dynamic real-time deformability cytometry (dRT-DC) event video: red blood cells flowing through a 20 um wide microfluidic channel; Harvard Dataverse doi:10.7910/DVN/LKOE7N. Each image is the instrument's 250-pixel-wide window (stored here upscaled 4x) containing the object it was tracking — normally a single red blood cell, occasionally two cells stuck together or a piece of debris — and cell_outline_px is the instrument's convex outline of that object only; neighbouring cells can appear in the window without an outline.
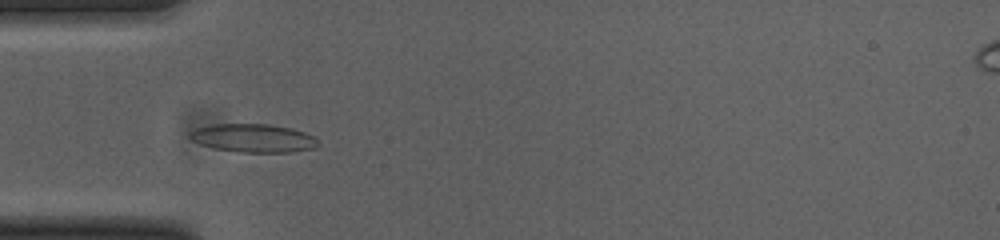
{"species": "common noctule bat (a hibernating species)", "species_latin": "Nyctalus noctula", "temperature_condition": "cold", "stored_images_in_passage": 48, "camera_frame_rate_fps": 3000, "um_per_image_px": 0.085, "animal": {"sex": "female", "body_mass_g": 23.0, "forearm_length_mm": 53.4}, "frame": {"image": 1, "passage_image": 12, "time_ms": 3.667, "image_size_px": [1000, 240], "cell_outline_px": [[320, 144], [316, 148], [292, 152], [240, 152], [212, 148], [200, 144], [192, 140], [188, 136], [188, 132], [196, 128], [212, 124], [268, 124], [292, 128], [304, 132], [312, 136]], "centroid_in_image_um": [21.51, 11.74], "position_along_channel_um": 63.5, "area_um2": 21.33}}
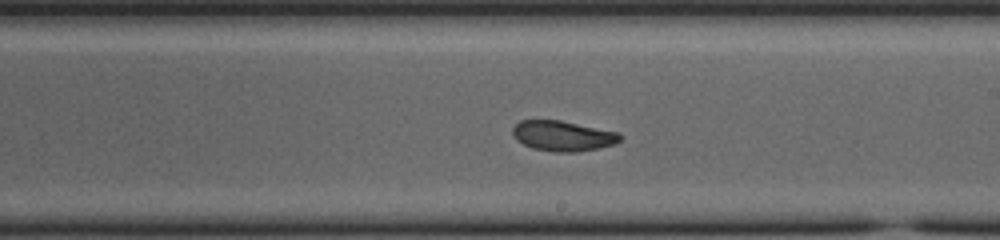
{"frame": {"image": 2, "passage_image": 26, "time_ms": 8.333, "image_size_px": [1000, 240], "cell_outline_px": [[624, 136], [620, 140], [612, 144], [600, 148], [576, 152], [556, 152], [532, 148], [516, 140], [512, 132], [512, 128], [520, 120], [560, 120], [620, 132]], "centroid_in_image_um": [47.86, 11.55], "position_along_channel_um": 241.1, "area_um2": 19.07}}
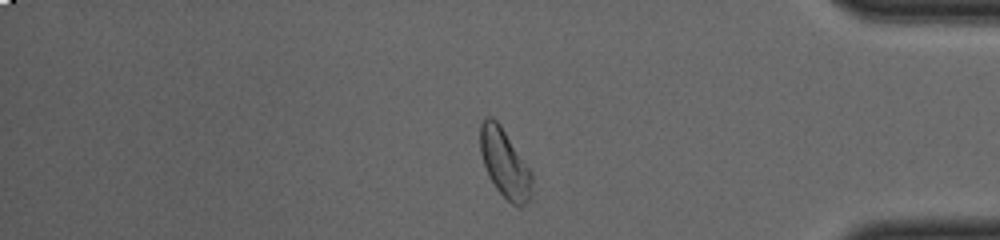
{"frame": {"image": 3, "passage_image": 40, "time_ms": 13.0, "image_size_px": [1000, 240], "cell_outline_px": [[532, 180], [528, 200], [520, 208], [512, 204], [496, 188], [488, 176], [480, 152], [480, 124], [484, 116], [492, 116], [500, 124], [532, 172]], "centroid_in_image_um": [42.87, 13.84], "position_along_channel_um": 392.3, "area_um2": 20.52}, "authors_computed_cell_mechanics": {"area_um2": 19.5075, "velocity_mm_per_s": 3.831, "shape_relaxation_time_tau1_ms": 8.0635, "shape_relaxation_time_tau2_ms": 2.7458, "deformation_change_tau1": 0.1682, "deformation_change_tau2": 0.0874}}